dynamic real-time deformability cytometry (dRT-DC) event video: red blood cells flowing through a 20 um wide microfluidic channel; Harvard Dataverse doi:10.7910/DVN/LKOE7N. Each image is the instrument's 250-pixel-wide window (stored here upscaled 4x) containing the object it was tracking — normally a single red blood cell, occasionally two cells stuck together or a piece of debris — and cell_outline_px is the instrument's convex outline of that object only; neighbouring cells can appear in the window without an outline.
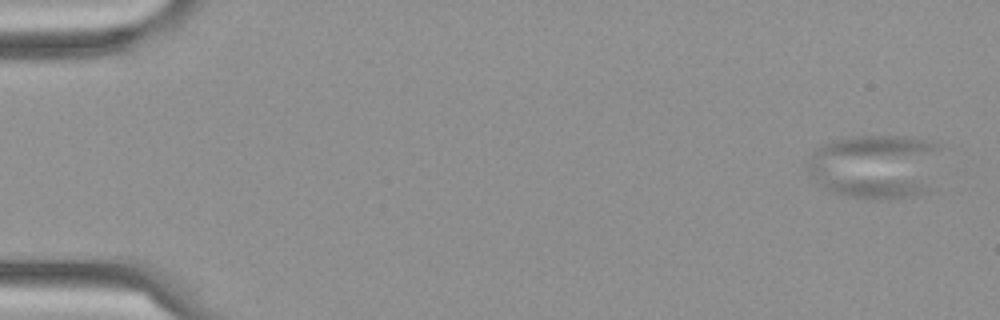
{"species": "Egyptian fruit bat (a non-hibernating species)", "species_latin": "Rousettus aegyptiacus", "temperature_condition": "cold", "stored_images_in_passage": 6, "camera_frame_rate_fps": 3000, "um_per_image_px": 0.085, "frame": {"image": 1, "passage_image": 1, "time_ms": 0.0, "image_size_px": [1000, 320], "cell_outline_px": [[940, 148], [928, 192], [896, 200], [848, 196], [832, 192], [824, 188], [812, 180], [808, 176], [804, 164], [808, 156], [820, 144], [848, 136], [908, 136], [940, 144]], "centroid_in_image_um": [74.32, 14.13], "position_along_channel_um": 10.7, "area_um2": 50.86}}